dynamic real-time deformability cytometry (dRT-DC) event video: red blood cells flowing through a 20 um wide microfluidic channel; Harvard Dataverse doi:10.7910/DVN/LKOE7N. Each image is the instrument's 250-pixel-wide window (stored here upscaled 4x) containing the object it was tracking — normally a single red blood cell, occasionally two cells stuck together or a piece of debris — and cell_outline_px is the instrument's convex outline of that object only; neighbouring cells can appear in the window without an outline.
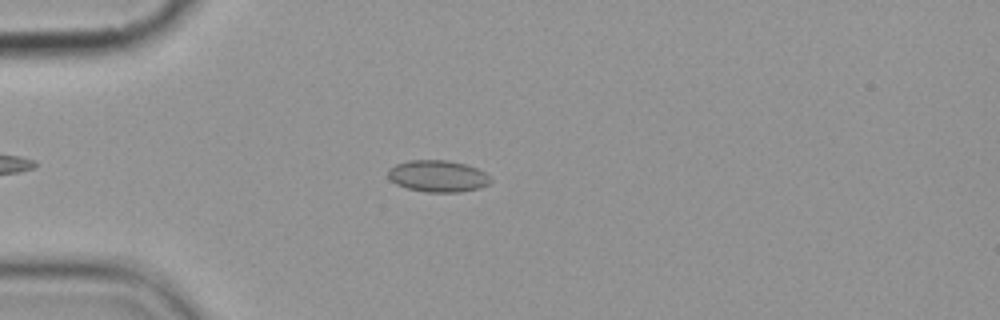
{"species": "common noctule bat (a hibernating species)", "species_latin": "Nyctalus noctula", "temperature_condition": "cold", "stored_images_in_passage": 4, "camera_frame_rate_fps": 3000, "um_per_image_px": 0.085, "animal": {"sex": "female", "body_mass_g": 19.9}, "frame": {"image": 1, "passage_image": 3, "time_ms": 2.333, "image_size_px": [1000, 320], "cell_outline_px": [[492, 180], [488, 184], [480, 188], [460, 192], [424, 192], [408, 188], [396, 184], [388, 176], [388, 168], [396, 164], [408, 160], [448, 160], [464, 164], [476, 168], [484, 172]], "centroid_in_image_um": [37.2, 14.97], "position_along_channel_um": 47.8, "area_um2": 18.9}}